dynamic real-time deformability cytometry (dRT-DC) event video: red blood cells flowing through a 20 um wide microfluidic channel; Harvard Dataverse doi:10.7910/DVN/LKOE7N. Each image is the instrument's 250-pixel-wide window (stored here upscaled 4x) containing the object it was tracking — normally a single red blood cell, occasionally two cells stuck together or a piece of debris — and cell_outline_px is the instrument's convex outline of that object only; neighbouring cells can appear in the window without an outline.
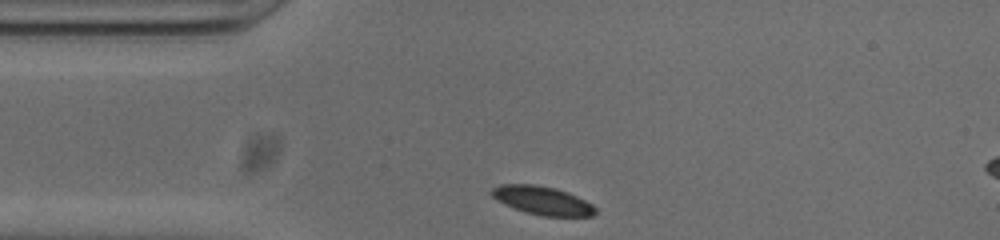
{"species": "common noctule bat (a hibernating species)", "species_latin": "Nyctalus noctula", "temperature_condition": "cold", "stored_images_in_passage": 31, "camera_frame_rate_fps": 3000, "um_per_image_px": 0.085, "animal": {"sex": "male", "body_mass_g": 20.0, "forearm_length_mm": 53.3}, "frame": {"image": 1, "passage_image": 1, "time_ms": 0.0, "image_size_px": [1000, 240], "cell_outline_px": [[596, 212], [592, 216], [544, 216], [524, 212], [512, 208], [504, 204], [492, 196], [488, 192], [492, 188], [500, 184], [532, 184], [556, 188], [568, 192], [592, 204], [596, 208]], "centroid_in_image_um": [46.07, 17.04], "position_along_channel_um": 38.9, "area_um2": 17.28}}
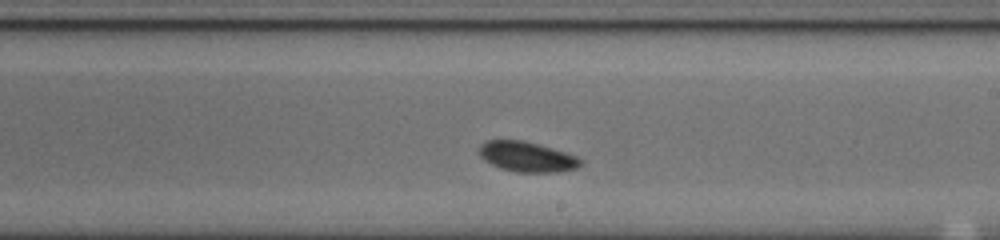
{"frame": {"image": 2, "passage_image": 19, "time_ms": 6.0, "image_size_px": [1000, 240], "cell_outline_px": [[584, 160], [576, 168], [560, 172], [516, 172], [500, 168], [484, 160], [476, 152], [480, 144], [488, 140], [524, 140], [552, 148], [576, 156]], "centroid_in_image_um": [44.75, 13.32], "position_along_channel_um": 244.2, "area_um2": 17.92}}
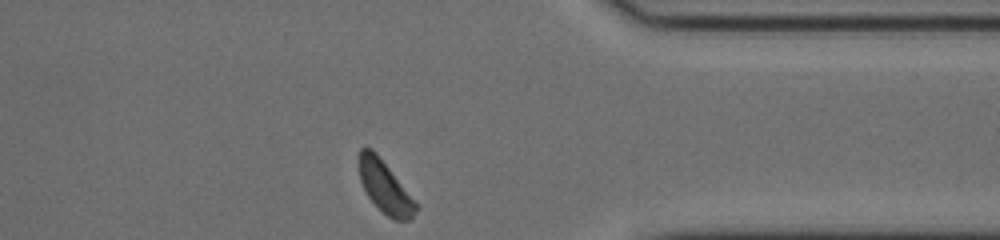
{"frame": {"image": 3, "passage_image": 31, "time_ms": 10.0, "image_size_px": [1000, 240], "cell_outline_px": [[420, 208], [408, 220], [392, 220], [368, 196], [360, 180], [360, 148], [372, 148], [376, 152], [420, 204]], "centroid_in_image_um": [32.79, 15.91], "position_along_channel_um": 378.6, "area_um2": 17.17}, "authors_computed_cell_mechanics": {"area_um2": 17.7446, "velocity_mm_per_s": 3.7464, "shape_relaxation_time_tau1_ms": 2.0264, "shape_relaxation_time_tau2_ms": null, "deformation_change_tau1": 0.0717, "deformation_change_tau2": null}}